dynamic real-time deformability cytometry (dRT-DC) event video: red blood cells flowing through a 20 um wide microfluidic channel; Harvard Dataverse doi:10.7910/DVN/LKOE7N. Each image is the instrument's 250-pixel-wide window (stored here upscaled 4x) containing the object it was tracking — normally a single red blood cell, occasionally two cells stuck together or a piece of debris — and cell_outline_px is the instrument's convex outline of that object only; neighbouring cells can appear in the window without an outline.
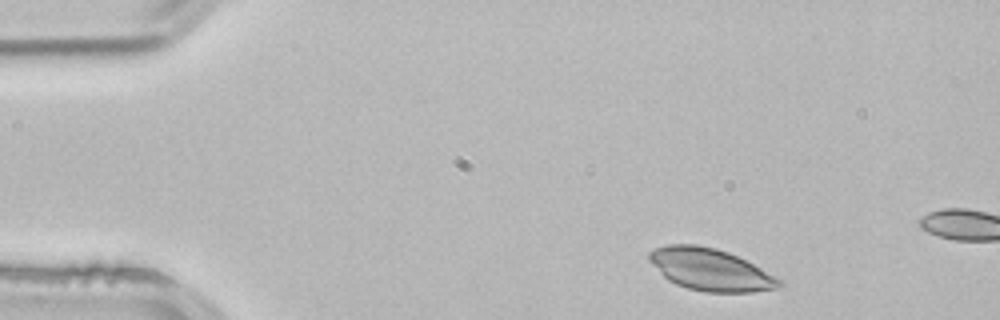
{"species": "common noctule bat (a hibernating species)", "species_latin": "Nyctalus noctula", "temperature_condition": "room temperature", "stored_images_in_passage": 3, "camera_frame_rate_fps": 3000, "um_per_image_px": 0.085, "animal": {"sex": "male", "body_mass_g": 21.5, "forearm_length_mm": 52.0}, "frame": {"image": 1, "passage_image": 1, "time_ms": 0.0, "image_size_px": [1000, 320], "cell_outline_px": [[784, 284], [776, 288], [752, 292], [704, 292], [688, 288], [676, 284], [668, 280], [648, 260], [648, 252], [664, 244], [696, 244], [716, 248], [728, 252], [784, 280]], "centroid_in_image_um": [60.37, 22.91], "position_along_channel_um": 24.6, "area_um2": 31.79}}